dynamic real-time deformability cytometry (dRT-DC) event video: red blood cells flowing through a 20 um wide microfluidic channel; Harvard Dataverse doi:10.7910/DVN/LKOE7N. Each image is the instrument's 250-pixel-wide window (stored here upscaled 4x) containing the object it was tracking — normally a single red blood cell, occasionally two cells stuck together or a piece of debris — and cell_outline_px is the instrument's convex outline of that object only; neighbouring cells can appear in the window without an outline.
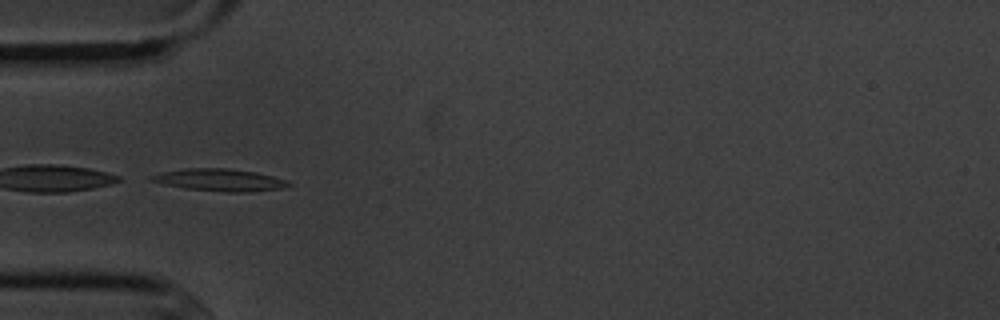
{"species": "common noctule bat (a hibernating species)", "species_latin": "Nyctalus noctula", "temperature_condition": "cold", "stored_images_in_passage": 8, "camera_frame_rate_fps": 3000, "um_per_image_px": 0.085, "animal": {"sex": "male", "body_mass_g": 20.1, "forearm_length_mm": 53.5}, "frame": {"image": 1, "passage_image": 5, "time_ms": 4.667, "image_size_px": [1000, 320], "cell_outline_px": [[292, 184], [280, 188], [248, 192], [224, 192], [184, 188], [164, 184], [152, 180], [148, 176], [160, 172], [184, 168], [228, 168], [256, 172], [272, 176], [284, 180]], "centroid_in_image_um": [18.62, 15.29], "position_along_channel_um": 66.4, "area_um2": 17.63}}
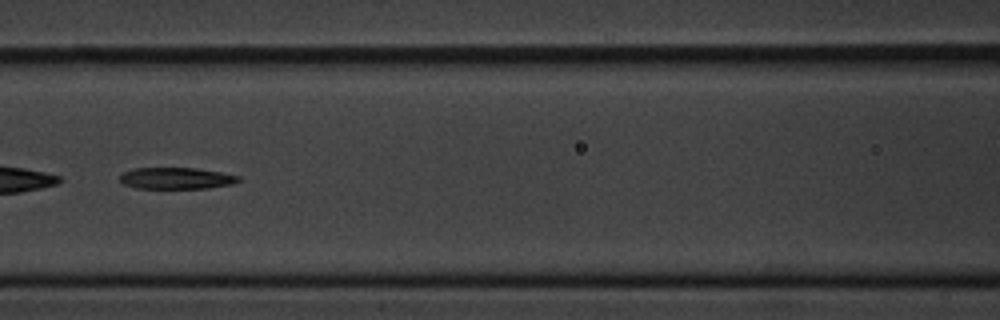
{"frame": {"image": 2, "passage_image": 7, "time_ms": 7.0, "image_size_px": [1000, 320], "cell_outline_px": [[240, 180], [232, 184], [208, 188], [136, 188], [124, 184], [120, 180], [120, 176], [124, 172], [132, 168], [196, 168], [220, 172], [240, 176]], "centroid_in_image_um": [14.98, 15.15], "position_along_channel_um": 151.6, "area_um2": 14.8}}
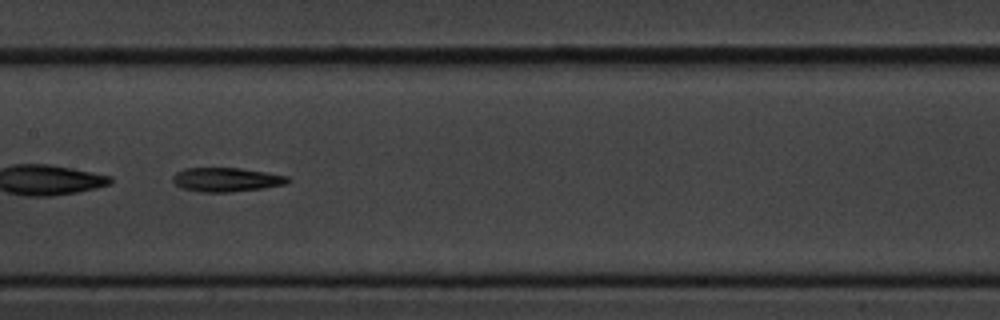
{"frame": {"image": 3, "passage_image": 8, "time_ms": 8.0, "image_size_px": [1000, 320], "cell_outline_px": [[292, 180], [288, 184], [264, 188], [228, 192], [200, 192], [180, 188], [172, 180], [172, 176], [176, 172], [184, 168], [240, 168], [288, 176]], "centroid_in_image_um": [19.24, 15.27], "position_along_channel_um": 188.2, "area_um2": 16.24}}